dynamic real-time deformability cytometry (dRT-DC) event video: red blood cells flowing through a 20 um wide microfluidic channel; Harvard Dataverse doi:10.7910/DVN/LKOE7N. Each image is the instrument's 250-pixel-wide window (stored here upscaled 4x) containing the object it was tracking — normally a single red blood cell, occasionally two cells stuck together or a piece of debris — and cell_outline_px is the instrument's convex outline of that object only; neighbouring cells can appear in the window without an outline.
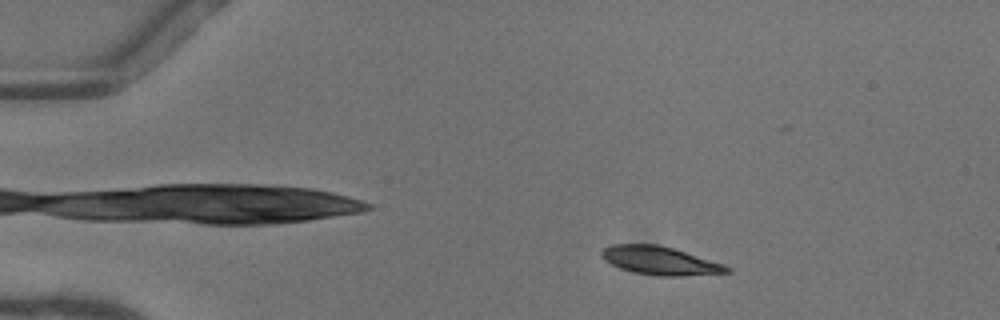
{"species": "common noctule bat (a hibernating species)", "species_latin": "Nyctalus noctula", "temperature_condition": "warm", "stored_images_in_passage": 41, "camera_frame_rate_fps": 3000, "um_per_image_px": 0.085, "animal": {"sex": "female"}, "frame": {"image": 1, "passage_image": 8, "time_ms": 2.333, "image_size_px": [1000, 320], "cell_outline_px": [[732, 272], [680, 276], [664, 276], [636, 272], [620, 268], [604, 260], [600, 256], [600, 252], [604, 248], [612, 244], [656, 244], [672, 248], [724, 264], [732, 268]], "centroid_in_image_um": [56.1, 22.15], "position_along_channel_um": 28.9, "area_um2": 20.46}}
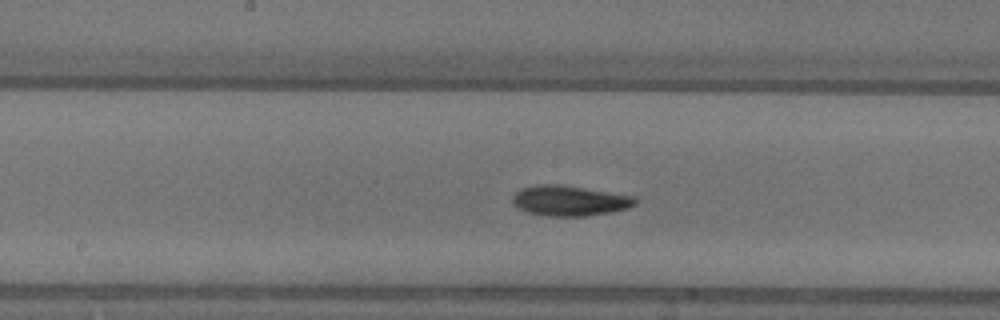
{"frame": {"image": 2, "passage_image": 26, "time_ms": 8.333, "image_size_px": [1000, 320], "cell_outline_px": [[636, 204], [628, 208], [612, 212], [584, 216], [548, 216], [528, 212], [516, 208], [512, 204], [512, 196], [516, 192], [524, 188], [536, 184], [560, 184], [636, 196]], "centroid_in_image_um": [48.41, 17.06], "position_along_channel_um": 199.8, "area_um2": 21.79}}
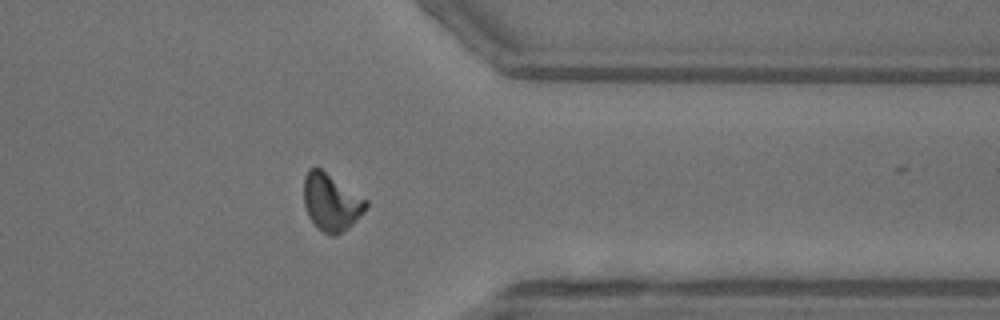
{"frame": {"image": 3, "passage_image": 40, "time_ms": 13.0, "image_size_px": [1000, 320], "cell_outline_px": [[368, 208], [352, 224], [336, 236], [328, 236], [316, 228], [308, 216], [304, 204], [304, 176], [308, 168], [320, 168], [368, 200]], "centroid_in_image_um": [28.14, 17.21], "position_along_channel_um": 383.3, "area_um2": 20.87}}